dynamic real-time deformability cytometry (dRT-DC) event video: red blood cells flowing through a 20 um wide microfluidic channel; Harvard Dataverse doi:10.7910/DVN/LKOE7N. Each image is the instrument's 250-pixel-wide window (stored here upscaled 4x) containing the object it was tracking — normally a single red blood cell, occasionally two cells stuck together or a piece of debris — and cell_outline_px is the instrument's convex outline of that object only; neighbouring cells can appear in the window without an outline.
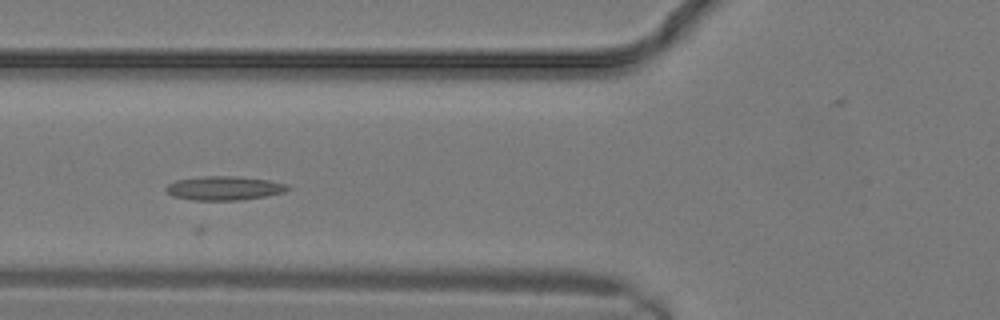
{"species": "common noctule bat (a hibernating species)", "species_latin": "Nyctalus noctula", "temperature_condition": "warm", "stored_images_in_passage": 15, "camera_frame_rate_fps": 3000, "um_per_image_px": 0.085, "animal": {"sex": "male", "body_mass_g": 19.2, "forearm_length_mm": 51.8}, "frame": {"image": 1, "passage_image": 9, "time_ms": 2.667, "image_size_px": [1000, 320], "cell_outline_px": [[292, 188], [284, 192], [264, 196], [240, 200], [192, 200], [172, 196], [164, 188], [168, 184], [176, 180], [204, 176], [236, 176], [268, 180], [284, 184]], "centroid_in_image_um": [19.02, 15.99], "position_along_channel_um": 106.8, "area_um2": 16.88}}
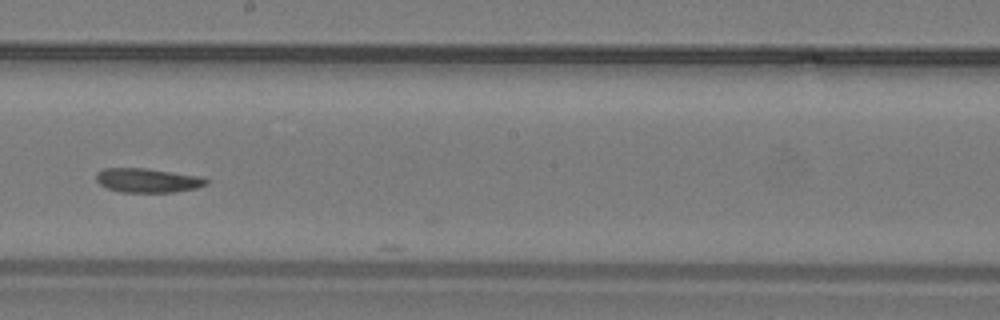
{"frame": {"image": 2, "passage_image": 14, "time_ms": 4.333, "image_size_px": [1000, 320], "cell_outline_px": [[208, 184], [196, 188], [172, 192], [120, 192], [108, 188], [100, 184], [96, 180], [96, 172], [104, 168], [148, 168], [196, 176], [208, 180]], "centroid_in_image_um": [12.5, 15.33], "position_along_channel_um": 235.7, "area_um2": 15.37}}